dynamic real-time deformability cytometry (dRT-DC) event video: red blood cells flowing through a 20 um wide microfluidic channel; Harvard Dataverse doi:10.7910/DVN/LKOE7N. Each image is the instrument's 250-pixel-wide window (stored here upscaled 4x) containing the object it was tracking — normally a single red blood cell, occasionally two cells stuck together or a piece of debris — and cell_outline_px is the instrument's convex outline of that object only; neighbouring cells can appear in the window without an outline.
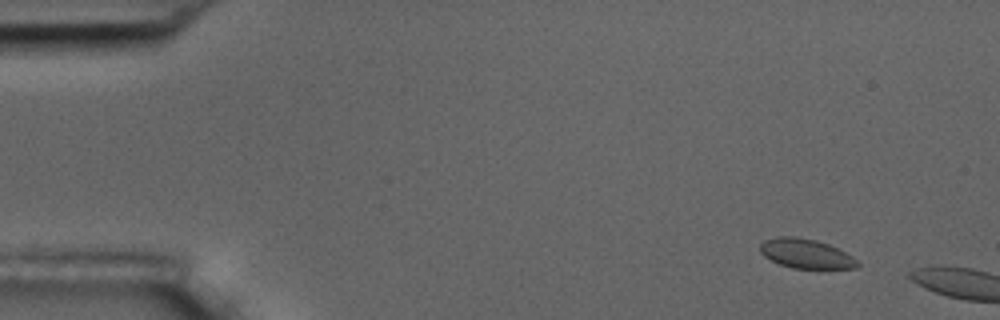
{"species": "common noctule bat (a hibernating species)", "species_latin": "Nyctalus noctula", "temperature_condition": "room temperature", "stored_images_in_passage": 4, "camera_frame_rate_fps": 3000, "um_per_image_px": 0.085, "animal": {"sex": "male", "body_mass_g": 17.5, "forearm_length_mm": 52.3}, "frame": {"image": 1, "passage_image": 1, "time_ms": 0.0, "image_size_px": [1000, 320], "cell_outline_px": [[860, 264], [856, 268], [792, 268], [780, 264], [764, 256], [760, 252], [760, 244], [764, 240], [776, 236], [796, 236], [816, 240], [828, 244], [852, 256]], "centroid_in_image_um": [68.47, 21.54], "position_along_channel_um": 16.5, "area_um2": 16.59}}